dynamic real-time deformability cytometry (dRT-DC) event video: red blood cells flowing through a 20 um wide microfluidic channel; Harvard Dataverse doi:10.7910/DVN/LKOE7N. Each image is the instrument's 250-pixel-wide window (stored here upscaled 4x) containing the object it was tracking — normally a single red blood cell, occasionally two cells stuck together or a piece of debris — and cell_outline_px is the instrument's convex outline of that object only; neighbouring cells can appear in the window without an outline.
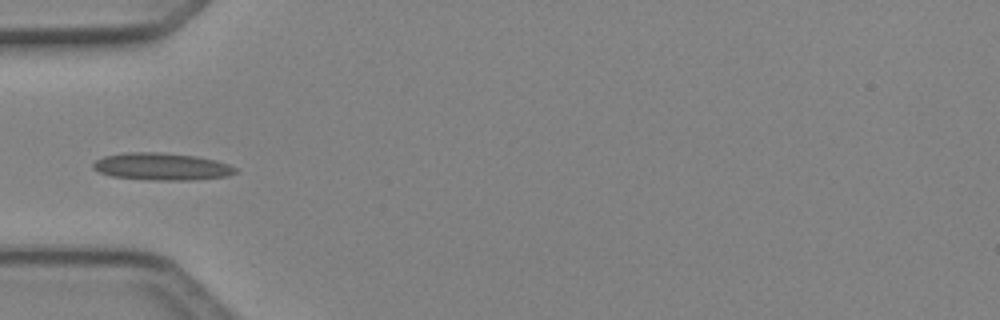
{"species": "Egyptian fruit bat (a non-hibernating species)", "species_latin": "Rousettus aegyptiacus", "temperature_condition": "cold", "stored_images_in_passage": 4, "camera_frame_rate_fps": 3000, "um_per_image_px": 0.085, "animal": {"sex": "female"}, "frame": {"image": 1, "passage_image": 4, "time_ms": 1.0, "image_size_px": [1000, 320], "cell_outline_px": [[236, 172], [228, 176], [192, 180], [148, 180], [112, 176], [100, 172], [92, 168], [92, 164], [96, 160], [104, 156], [124, 152], [160, 152], [196, 156], [216, 160], [228, 164], [236, 168]], "centroid_in_image_um": [13.73, 14.15], "position_along_channel_um": 71.3, "area_um2": 22.66}}